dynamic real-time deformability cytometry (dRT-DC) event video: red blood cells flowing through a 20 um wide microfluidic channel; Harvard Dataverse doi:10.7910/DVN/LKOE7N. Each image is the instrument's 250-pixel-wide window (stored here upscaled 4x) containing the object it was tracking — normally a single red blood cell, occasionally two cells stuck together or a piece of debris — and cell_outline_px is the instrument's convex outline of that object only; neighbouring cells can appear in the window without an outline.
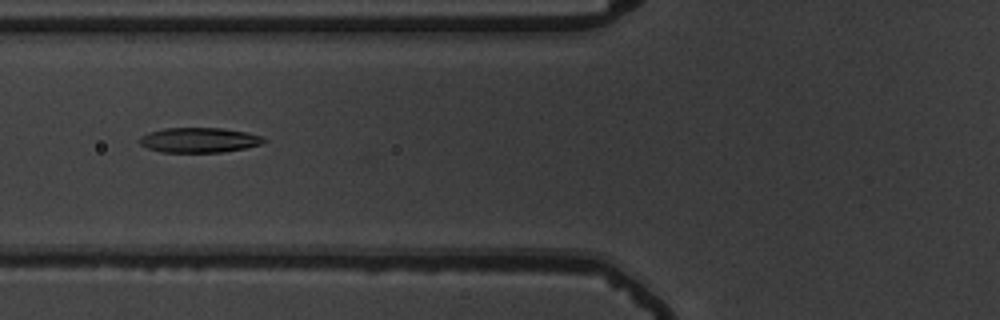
{"species": "common noctule bat (a hibernating species)", "species_latin": "Nyctalus noctula", "temperature_condition": "warm", "stored_images_in_passage": 55, "camera_frame_rate_fps": 3000, "um_per_image_px": 0.085, "animal": {"sex": "male", "body_mass_g": 19.5, "forearm_length_mm": 54.6}, "frame": {"image": 1, "passage_image": 22, "time_ms": 7.0, "image_size_px": [1000, 320], "cell_outline_px": [[268, 140], [260, 144], [244, 148], [224, 152], [160, 152], [148, 148], [140, 144], [140, 136], [148, 132], [164, 128], [220, 128], [244, 132], [260, 136]], "centroid_in_image_um": [16.89, 11.91], "position_along_channel_um": 108.9, "area_um2": 17.92}}
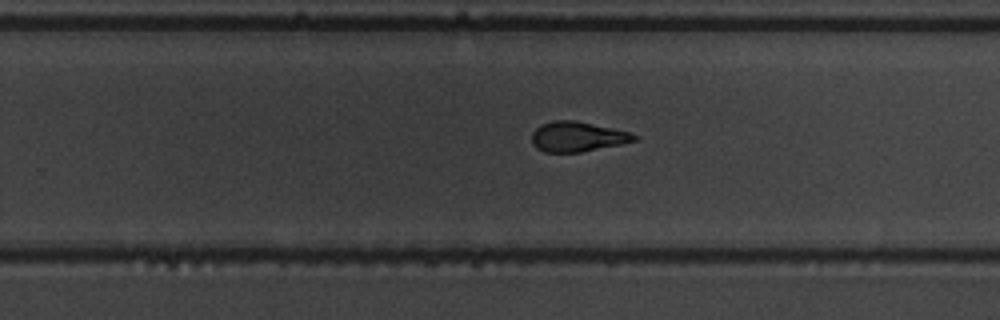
{"frame": {"image": 2, "passage_image": 36, "time_ms": 11.667, "image_size_px": [1000, 320], "cell_outline_px": [[640, 136], [636, 140], [620, 144], [580, 152], [544, 152], [536, 148], [532, 144], [532, 132], [540, 124], [552, 120], [572, 120], [612, 128], [628, 132]], "centroid_in_image_um": [49.04, 11.61], "position_along_channel_um": 280.8, "area_um2": 17.8}}
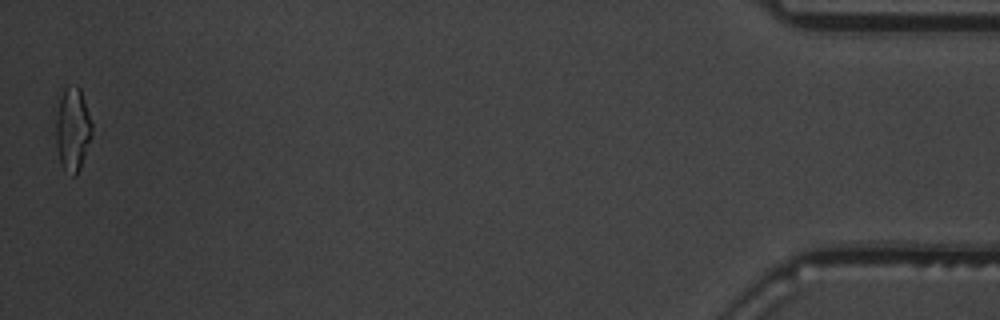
{"frame": {"image": 3, "passage_image": 55, "time_ms": 18.0, "image_size_px": [1000, 320], "cell_outline_px": [[92, 136], [80, 168], [76, 176], [72, 176], [64, 172], [56, 148], [56, 116], [60, 96], [64, 88], [76, 84], [80, 88], [92, 124]], "centroid_in_image_um": [6.17, 11.02], "position_along_channel_um": 429.0, "area_um2": 17.69}, "authors_computed_cell_mechanics": {"area_um2": 18.207, "velocity_mm_per_s": 3.6871, "shape_relaxation_time_tau1_ms": 6.0149, "shape_relaxation_time_tau2_ms": 2.4278, "deformation_change_tau1": 0.1867, "deformation_change_tau2": 0.1149}}